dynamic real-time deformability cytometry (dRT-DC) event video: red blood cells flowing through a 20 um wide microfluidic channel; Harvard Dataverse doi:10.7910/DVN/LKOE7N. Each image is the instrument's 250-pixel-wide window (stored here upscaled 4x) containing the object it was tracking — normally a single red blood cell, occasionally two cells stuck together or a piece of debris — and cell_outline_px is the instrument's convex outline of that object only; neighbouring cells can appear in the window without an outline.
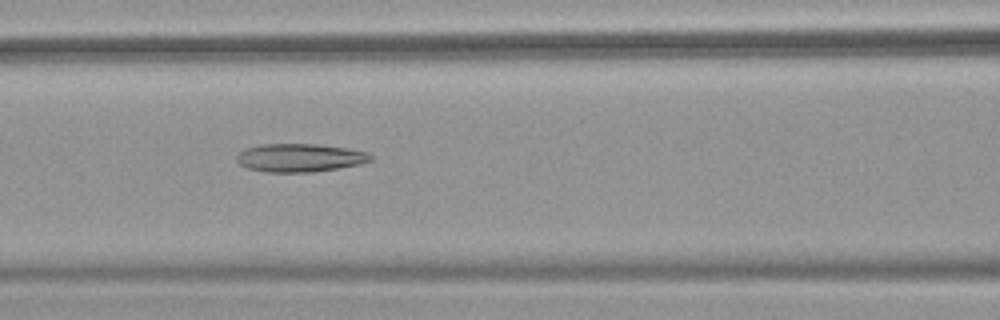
{"species": "common noctule bat (a hibernating species)", "species_latin": "Nyctalus noctula", "temperature_condition": "warm", "stored_images_in_passage": 36, "camera_frame_rate_fps": 3000, "um_per_image_px": 0.085, "animal": {"sex": "female", "body_mass_g": 18.4}, "frame": {"image": 1, "passage_image": 7, "time_ms": 2.0, "image_size_px": [1000, 320], "cell_outline_px": [[372, 160], [360, 164], [312, 172], [268, 172], [248, 168], [240, 164], [236, 160], [236, 156], [244, 148], [260, 144], [316, 144], [348, 148], [368, 152], [372, 156]], "centroid_in_image_um": [25.47, 13.4], "position_along_channel_um": 141.1, "area_um2": 22.02}}
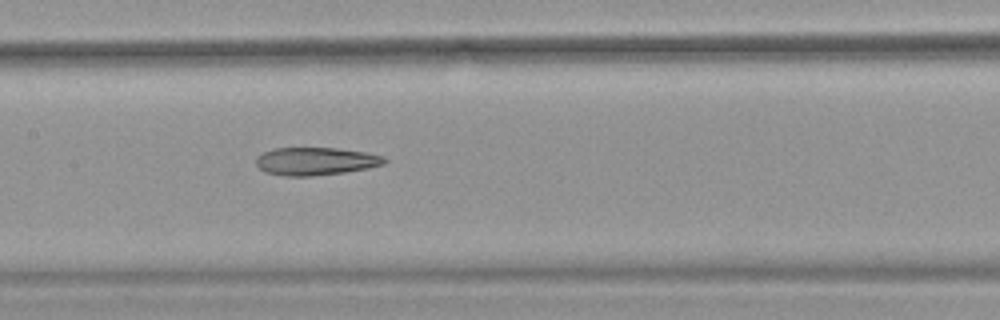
{"frame": {"image": 2, "passage_image": 10, "time_ms": 3.0, "image_size_px": [1000, 320], "cell_outline_px": [[388, 160], [384, 164], [368, 168], [344, 172], [312, 176], [284, 176], [264, 172], [256, 164], [256, 156], [272, 148], [336, 148], [364, 152], [384, 156]], "centroid_in_image_um": [26.81, 13.7], "position_along_channel_um": 180.6, "area_um2": 20.87}}
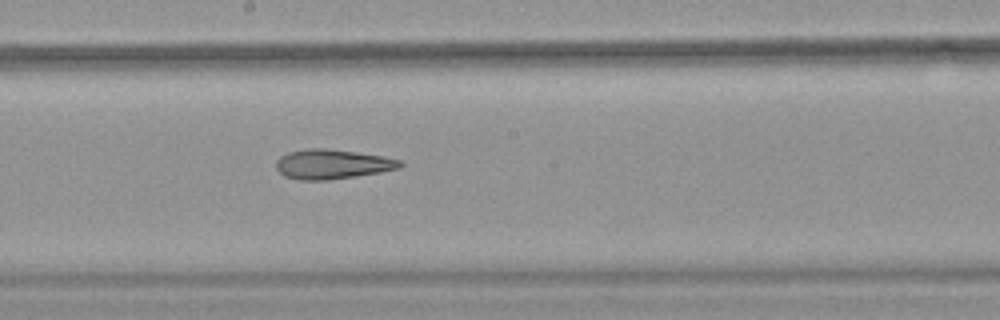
{"frame": {"image": 3, "passage_image": 13, "time_ms": 4.0, "image_size_px": [1000, 320], "cell_outline_px": [[404, 164], [400, 168], [380, 172], [328, 180], [300, 180], [284, 176], [276, 168], [276, 160], [280, 156], [288, 152], [308, 148], [328, 148], [384, 156], [400, 160]], "centroid_in_image_um": [28.23, 13.95], "position_along_channel_um": 220.0, "area_um2": 21.44}, "authors_computed_cell_mechanics": {"area_um2": 21.964, "velocity_mm_per_s": 3.9559, "shape_relaxation_time_tau1_ms": null, "shape_relaxation_time_tau2_ms": 4.8515, "deformation_change_tau1": null, "deformation_change_tau2": 0.1695}}